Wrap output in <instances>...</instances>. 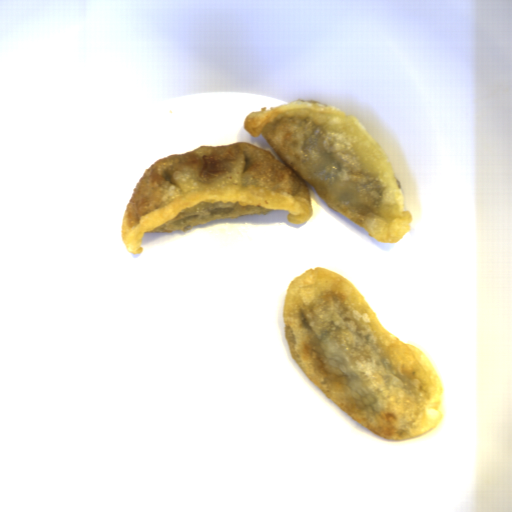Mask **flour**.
<instances>
[{
  "instance_id": "flour-1",
  "label": "flour",
  "mask_w": 512,
  "mask_h": 512,
  "mask_svg": "<svg viewBox=\"0 0 512 512\" xmlns=\"http://www.w3.org/2000/svg\"><path fill=\"white\" fill-rule=\"evenodd\" d=\"M280 159L251 142L198 145L160 157L128 201L121 239L141 254L145 232L183 231L220 219L287 211L313 214L310 184L331 209L382 243H398L412 214L381 147L355 116L312 99L251 111L243 120ZM308 183V184H307Z\"/></svg>"
},
{
  "instance_id": "flour-2",
  "label": "flour",
  "mask_w": 512,
  "mask_h": 512,
  "mask_svg": "<svg viewBox=\"0 0 512 512\" xmlns=\"http://www.w3.org/2000/svg\"><path fill=\"white\" fill-rule=\"evenodd\" d=\"M289 352L346 415L389 440H409L443 419L439 373L394 337L348 279L320 267L293 279L282 306Z\"/></svg>"
}]
</instances>
